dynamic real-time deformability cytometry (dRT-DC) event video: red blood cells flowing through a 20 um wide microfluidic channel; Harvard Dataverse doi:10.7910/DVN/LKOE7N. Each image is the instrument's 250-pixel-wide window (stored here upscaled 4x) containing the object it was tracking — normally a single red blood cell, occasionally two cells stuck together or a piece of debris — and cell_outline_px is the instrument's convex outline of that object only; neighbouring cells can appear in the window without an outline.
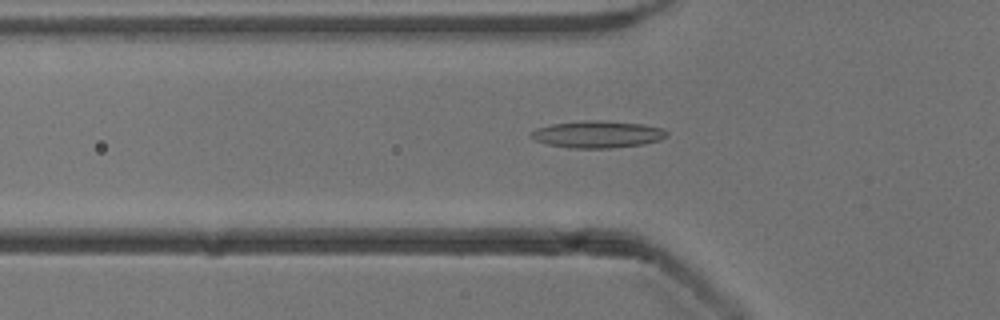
{"species": "common noctule bat (a hibernating species)", "species_latin": "Nyctalus noctula", "temperature_condition": "cold", "stored_images_in_passage": 36, "camera_frame_rate_fps": 3000, "um_per_image_px": 0.085, "animal": {"sex": "male", "body_mass_g": 13.3}, "frame": {"image": 1, "passage_image": 6, "time_ms": 1.667, "image_size_px": [1000, 320], "cell_outline_px": [[668, 136], [660, 140], [644, 144], [608, 148], [572, 148], [548, 144], [536, 140], [528, 136], [536, 128], [552, 124], [584, 120], [600, 120], [644, 124], [664, 128], [668, 132]], "centroid_in_image_um": [50.83, 11.41], "position_along_channel_um": 75.0, "area_um2": 21.44}}
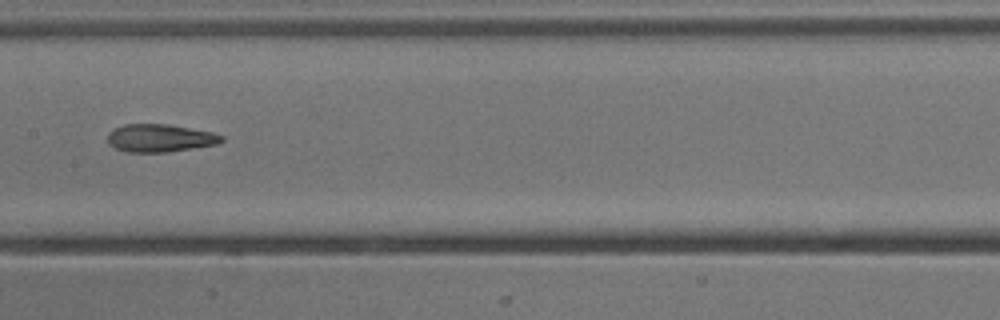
{"frame": {"image": 2, "passage_image": 15, "time_ms": 4.667, "image_size_px": [1000, 320], "cell_outline_px": [[224, 140], [216, 144], [192, 148], [164, 152], [128, 152], [116, 148], [108, 144], [108, 132], [124, 124], [168, 124], [212, 132], [224, 136]], "centroid_in_image_um": [13.59, 11.73], "position_along_channel_um": 193.8, "area_um2": 18.32}}
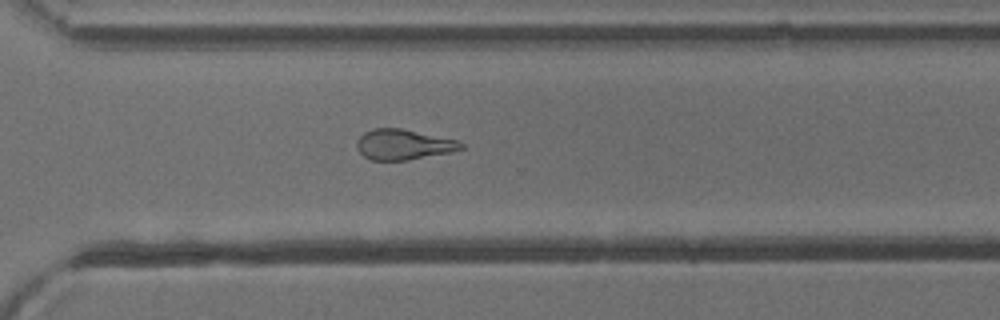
{"frame": {"image": 3, "passage_image": 26, "time_ms": 8.333, "image_size_px": [1000, 320], "cell_outline_px": [[464, 148], [452, 152], [408, 160], [372, 160], [364, 156], [360, 152], [356, 144], [356, 140], [364, 132], [372, 128], [400, 128], [460, 140], [464, 144]], "centroid_in_image_um": [34.32, 12.28], "position_along_channel_um": 336.3, "area_um2": 18.61}, "authors_computed_cell_mechanics": {"area_um2": 18.9006, "velocity_mm_per_s": 3.9065, "shape_relaxation_time_tau1_ms": null, "shape_relaxation_time_tau2_ms": 3.971, "deformation_change_tau1": null, "deformation_change_tau2": 0.1409}}